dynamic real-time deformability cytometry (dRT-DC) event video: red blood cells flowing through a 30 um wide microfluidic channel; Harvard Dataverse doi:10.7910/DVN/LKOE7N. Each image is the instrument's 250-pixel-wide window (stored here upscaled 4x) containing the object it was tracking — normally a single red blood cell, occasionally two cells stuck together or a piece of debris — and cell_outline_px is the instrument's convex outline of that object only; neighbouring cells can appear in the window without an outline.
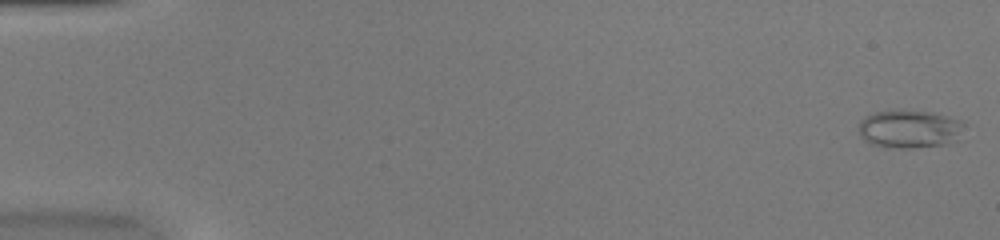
{"species": "common noctule bat (a hibernating species)", "species_latin": "Nyctalus noctula", "temperature_condition": "warm", "stored_images_in_passage": 51, "camera_frame_rate_fps": 3000, "um_per_image_px": 0.085, "animal": {"sex": "female", "body_mass_g": 20.0, "forearm_length_mm": 54.0}, "frame": {"image": 1, "passage_image": 1, "time_ms": 0.0, "image_size_px": [1000, 240], "cell_outline_px": [[964, 124], [956, 140], [944, 144], [912, 148], [884, 148], [872, 144], [864, 140], [860, 136], [860, 120], [864, 116], [876, 112], [896, 108], [900, 108], [936, 112], [964, 120]], "centroid_in_image_um": [77.29, 10.92], "position_along_channel_um": 7.7, "area_um2": 24.1}}
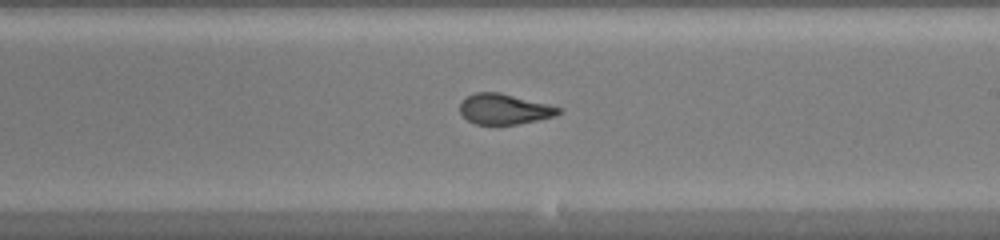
{"frame": {"image": 2, "passage_image": 31, "time_ms": 10.0, "image_size_px": [1000, 240], "cell_outline_px": [[560, 112], [552, 116], [536, 120], [516, 124], [476, 124], [468, 120], [460, 112], [460, 104], [464, 96], [476, 92], [500, 92], [560, 108]], "centroid_in_image_um": [42.77, 9.26], "position_along_channel_um": 246.2, "area_um2": 17.11}}
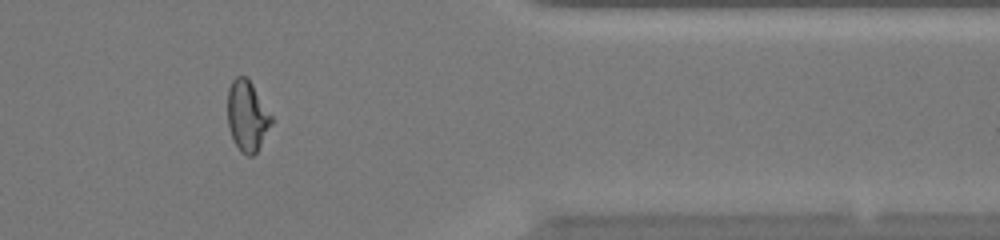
{"frame": {"image": 3, "passage_image": 43, "time_ms": 14.0, "image_size_px": [1000, 240], "cell_outline_px": [[272, 124], [256, 152], [252, 156], [248, 156], [240, 152], [232, 140], [228, 124], [228, 88], [232, 80], [236, 76], [248, 76], [272, 116]], "centroid_in_image_um": [21.0, 9.84], "position_along_channel_um": 390.4, "area_um2": 18.15}, "authors_computed_cell_mechanics": {"area_um2": 19.2474, "velocity_mm_per_s": 4.0543, "shape_relaxation_time_tau1_ms": 9.547, "shape_relaxation_time_tau2_ms": 1.1317, "deformation_change_tau1": 0.2467, "deformation_change_tau2": 0.0657}}